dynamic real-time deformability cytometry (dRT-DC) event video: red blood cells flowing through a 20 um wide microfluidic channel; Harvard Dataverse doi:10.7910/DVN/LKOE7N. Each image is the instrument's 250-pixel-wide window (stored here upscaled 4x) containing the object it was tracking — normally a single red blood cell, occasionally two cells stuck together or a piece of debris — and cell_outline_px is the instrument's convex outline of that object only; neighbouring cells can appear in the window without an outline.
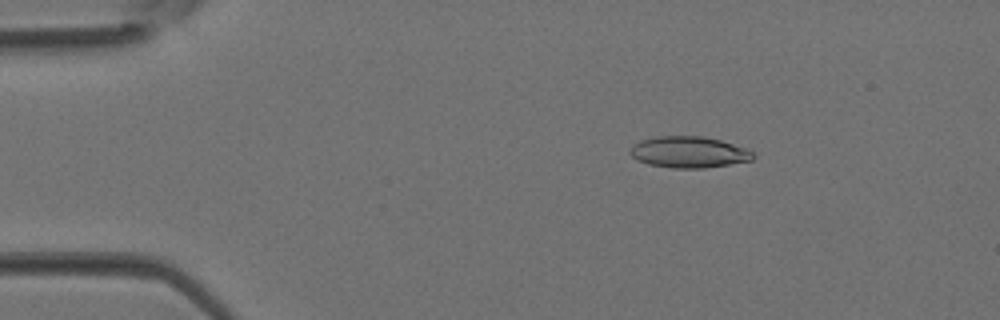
{"species": "Egyptian fruit bat (a non-hibernating species)", "species_latin": "Rousettus aegyptiacus", "temperature_condition": "room temperature", "stored_images_in_passage": 3, "camera_frame_rate_fps": 3000, "um_per_image_px": 0.085, "animal": {"sex": "female"}, "frame": {"image": 1, "passage_image": 2, "time_ms": 0.333, "image_size_px": [1000, 320], "cell_outline_px": [[756, 156], [752, 160], [704, 168], [672, 168], [648, 164], [636, 160], [632, 156], [632, 148], [640, 140], [656, 136], [700, 136], [720, 140], [744, 148], [752, 152]], "centroid_in_image_um": [58.55, 12.93], "position_along_channel_um": 26.5, "area_um2": 22.14}}